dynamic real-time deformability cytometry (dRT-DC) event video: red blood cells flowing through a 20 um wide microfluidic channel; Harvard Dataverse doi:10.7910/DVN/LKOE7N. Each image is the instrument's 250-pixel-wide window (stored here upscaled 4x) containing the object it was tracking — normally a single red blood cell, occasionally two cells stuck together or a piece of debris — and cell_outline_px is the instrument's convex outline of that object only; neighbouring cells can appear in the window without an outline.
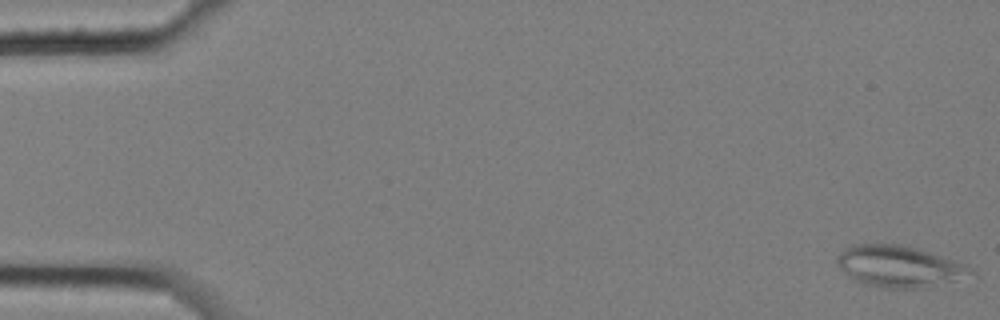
{"species": "common noctule bat (a hibernating species)", "species_latin": "Nyctalus noctula", "temperature_condition": "cold", "stored_images_in_passage": 6, "camera_frame_rate_fps": 3000, "um_per_image_px": 0.085, "animal": {"sex": "female", "body_mass_g": 25.1}, "frame": {"image": 1, "passage_image": 1, "time_ms": 0.0, "image_size_px": [1000, 320], "cell_outline_px": [[976, 276], [920, 288], [880, 288], [864, 284], [848, 276], [840, 268], [836, 260], [836, 256], [844, 248], [852, 244], [900, 244], [916, 248], [928, 252], [972, 268], [976, 272]], "centroid_in_image_um": [76.4, 22.65], "position_along_channel_um": 8.6, "area_um2": 32.14}}